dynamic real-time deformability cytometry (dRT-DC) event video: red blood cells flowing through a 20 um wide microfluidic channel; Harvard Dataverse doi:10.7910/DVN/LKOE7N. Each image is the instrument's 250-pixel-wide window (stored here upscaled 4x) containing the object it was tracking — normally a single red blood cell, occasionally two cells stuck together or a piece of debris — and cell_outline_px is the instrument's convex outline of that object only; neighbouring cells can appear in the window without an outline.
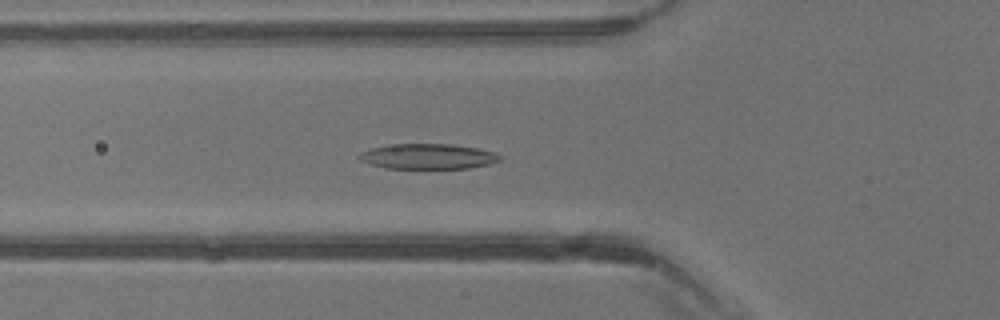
{"species": "common noctule bat (a hibernating species)", "species_latin": "Nyctalus noctula", "temperature_condition": "warm", "stored_images_in_passage": 39, "camera_frame_rate_fps": 3000, "um_per_image_px": 0.085, "animal": {"sex": "male", "body_mass_g": 13.3}, "frame": {"image": 1, "passage_image": 14, "time_ms": 4.333, "image_size_px": [1000, 320], "cell_outline_px": [[504, 156], [500, 160], [488, 164], [468, 168], [384, 168], [360, 160], [356, 156], [360, 152], [368, 148], [388, 144], [452, 144], [476, 148], [496, 152]], "centroid_in_image_um": [36.35, 13.28], "position_along_channel_um": 89.4, "area_um2": 20.87}}
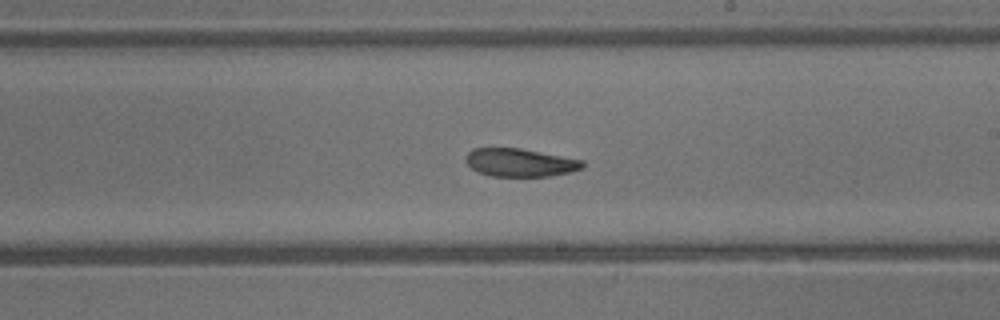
{"frame": {"image": 2, "passage_image": 23, "time_ms": 7.333, "image_size_px": [1000, 320], "cell_outline_px": [[584, 168], [572, 172], [548, 176], [488, 176], [472, 168], [464, 160], [468, 152], [472, 148], [520, 148], [584, 160]], "centroid_in_image_um": [44.22, 13.81], "position_along_channel_um": 244.8, "area_um2": 19.19}}
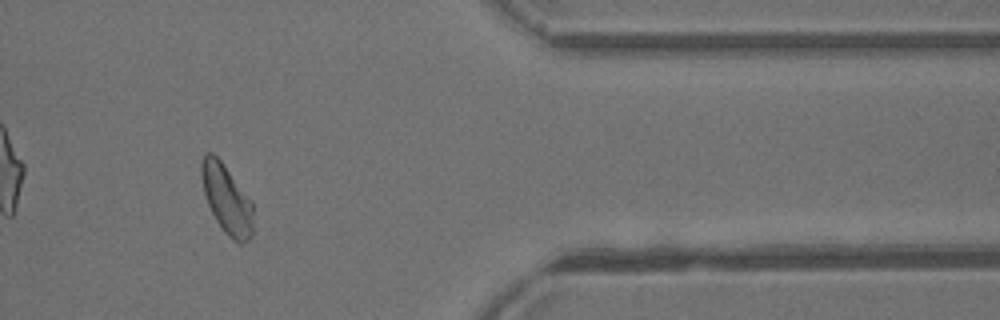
{"frame": {"image": 3, "passage_image": 33, "time_ms": 10.667, "image_size_px": [1000, 320], "cell_outline_px": [[252, 236], [244, 244], [240, 244], [232, 240], [224, 232], [216, 220], [208, 204], [204, 192], [200, 172], [200, 164], [204, 152], [212, 152], [220, 160], [252, 200]], "centroid_in_image_um": [19.26, 16.93], "position_along_channel_um": 392.1, "area_um2": 20.87}}